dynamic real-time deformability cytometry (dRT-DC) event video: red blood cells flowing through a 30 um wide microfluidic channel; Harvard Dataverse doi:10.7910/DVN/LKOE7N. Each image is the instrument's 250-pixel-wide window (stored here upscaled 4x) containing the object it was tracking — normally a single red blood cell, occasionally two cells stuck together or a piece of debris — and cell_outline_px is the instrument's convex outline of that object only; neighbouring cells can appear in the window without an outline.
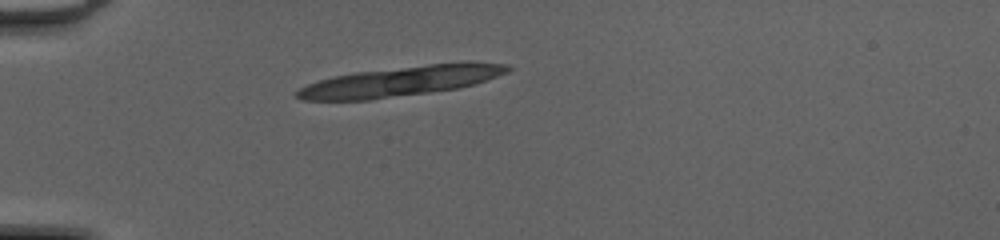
{"species": "common noctule bat (a hibernating species)", "species_latin": "Nyctalus noctula", "temperature_condition": "cold", "stored_images_in_passage": 6, "camera_frame_rate_fps": 3000, "um_per_image_px": 0.085, "animal": {"sex": "female", "body_mass_g": 20.0, "forearm_length_mm": 54.0}, "frame": {"image": 1, "passage_image": 1, "time_ms": 0.0, "image_size_px": [1000, 240], "cell_outline_px": [[512, 68], [508, 72], [472, 84], [456, 88], [368, 100], [304, 100], [296, 96], [296, 92], [300, 88], [308, 84], [320, 80], [336, 76], [356, 72], [428, 64], [468, 60], [472, 60], [508, 64]], "centroid_in_image_um": [34.14, 6.87], "position_along_channel_um": 50.9, "area_um2": 36.47}}